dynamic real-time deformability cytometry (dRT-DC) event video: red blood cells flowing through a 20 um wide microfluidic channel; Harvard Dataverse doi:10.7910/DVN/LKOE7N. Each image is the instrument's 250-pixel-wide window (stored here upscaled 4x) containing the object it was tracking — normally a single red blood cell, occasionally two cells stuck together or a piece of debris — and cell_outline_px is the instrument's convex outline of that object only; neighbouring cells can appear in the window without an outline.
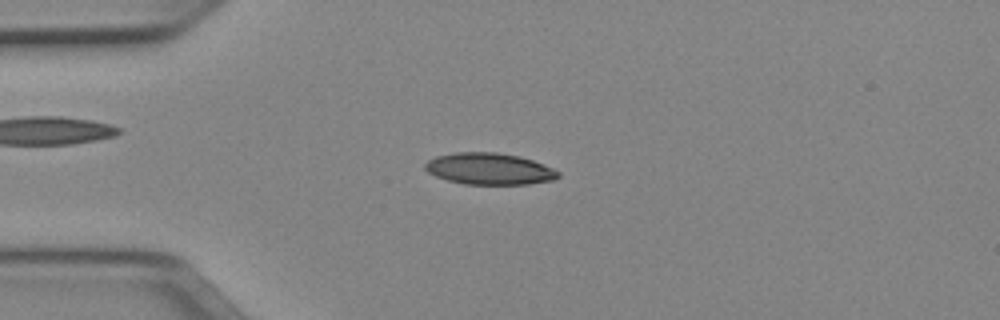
{"species": "Egyptian fruit bat (a non-hibernating species)", "species_latin": "Rousettus aegyptiacus", "temperature_condition": "cold", "stored_images_in_passage": 49, "camera_frame_rate_fps": 3000, "um_per_image_px": 0.085, "animal": {"sex": "female"}, "frame": {"image": 1, "passage_image": 11, "time_ms": 3.333, "image_size_px": [1000, 320], "cell_outline_px": [[560, 176], [552, 180], [528, 184], [464, 184], [448, 180], [436, 176], [428, 172], [424, 168], [424, 164], [428, 160], [436, 156], [452, 152], [496, 152], [520, 156], [544, 164], [560, 172]], "centroid_in_image_um": [41.58, 14.34], "position_along_channel_um": 43.4, "area_um2": 24.57}}
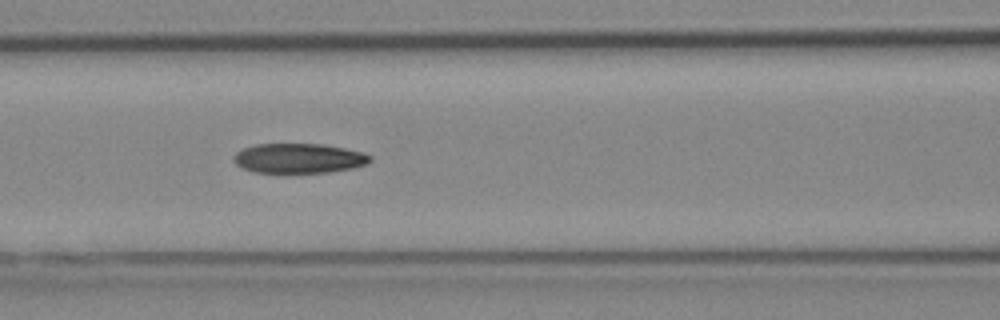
{"frame": {"image": 2, "passage_image": 20, "time_ms": 6.333, "image_size_px": [1000, 320], "cell_outline_px": [[372, 160], [368, 164], [352, 168], [328, 172], [252, 172], [240, 168], [232, 160], [232, 156], [236, 152], [244, 148], [256, 144], [320, 144], [344, 148], [364, 152], [372, 156]], "centroid_in_image_um": [25.39, 13.45], "position_along_channel_um": 141.2, "area_um2": 23.76}}
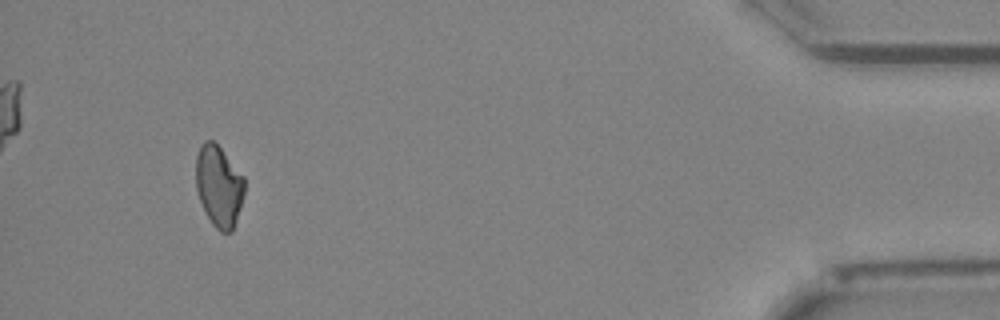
{"frame": {"image": 3, "passage_image": 46, "time_ms": 15.0, "image_size_px": [1000, 320], "cell_outline_px": [[244, 196], [232, 232], [220, 232], [212, 224], [200, 200], [196, 188], [196, 156], [200, 144], [204, 140], [212, 140], [220, 148], [244, 176]], "centroid_in_image_um": [18.6, 15.81], "position_along_channel_um": 416.6, "area_um2": 22.89}, "authors_computed_cell_mechanics": {"area_um2": 23.8714, "velocity_mm_per_s": 3.9695, "shape_relaxation_time_tau1_ms": null, "shape_relaxation_time_tau2_ms": 7.792, "deformation_change_tau1": null, "deformation_change_tau2": 0.1456}}